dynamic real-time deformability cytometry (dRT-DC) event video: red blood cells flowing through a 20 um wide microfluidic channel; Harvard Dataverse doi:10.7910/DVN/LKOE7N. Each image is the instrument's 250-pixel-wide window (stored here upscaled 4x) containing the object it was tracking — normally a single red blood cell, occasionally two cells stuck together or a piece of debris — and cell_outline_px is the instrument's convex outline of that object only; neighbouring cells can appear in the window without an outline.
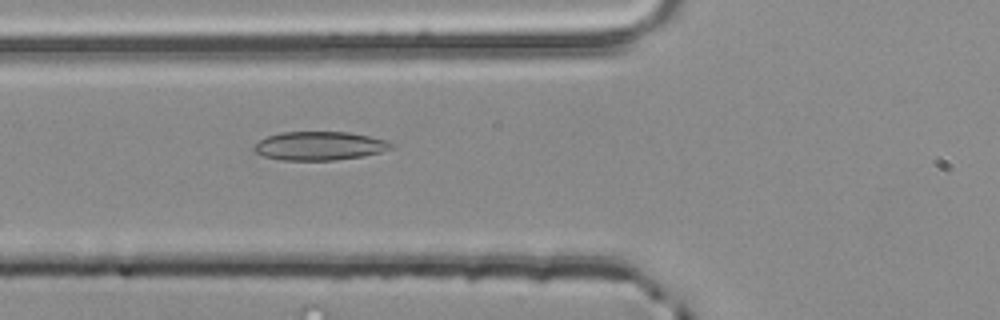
{"species": "common noctule bat (a hibernating species)", "species_latin": "Nyctalus noctula", "temperature_condition": "room temperature", "stored_images_in_passage": 35, "camera_frame_rate_fps": 3000, "um_per_image_px": 0.085, "animal": {"sex": "male", "body_mass_g": 20.4}, "frame": {"image": 1, "passage_image": 9, "time_ms": 2.667, "image_size_px": [1000, 320], "cell_outline_px": [[396, 144], [392, 148], [380, 152], [360, 156], [336, 160], [280, 160], [264, 156], [256, 152], [252, 148], [252, 144], [268, 136], [280, 132], [348, 132], [368, 136], [384, 140]], "centroid_in_image_um": [27.12, 12.4], "position_along_channel_um": 98.7, "area_um2": 22.83}}
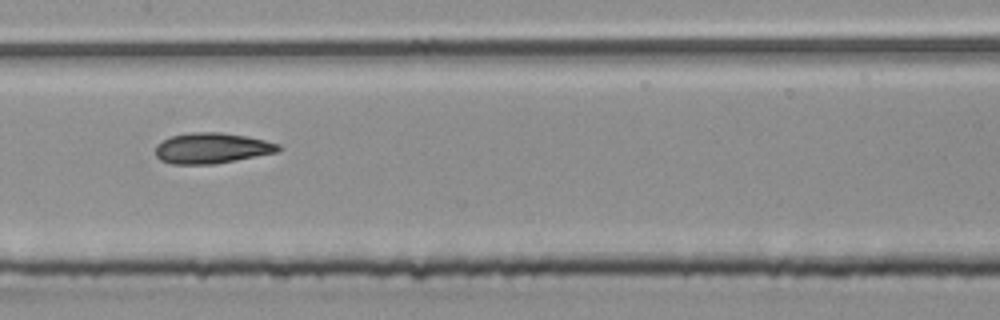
{"frame": {"image": 2, "passage_image": 16, "time_ms": 5.0, "image_size_px": [1000, 320], "cell_outline_px": [[280, 148], [276, 152], [256, 156], [212, 164], [172, 164], [160, 160], [156, 156], [156, 144], [172, 136], [192, 132], [220, 132], [248, 136], [280, 144]], "centroid_in_image_um": [17.98, 12.59], "position_along_channel_um": 189.4, "area_um2": 21.73}}
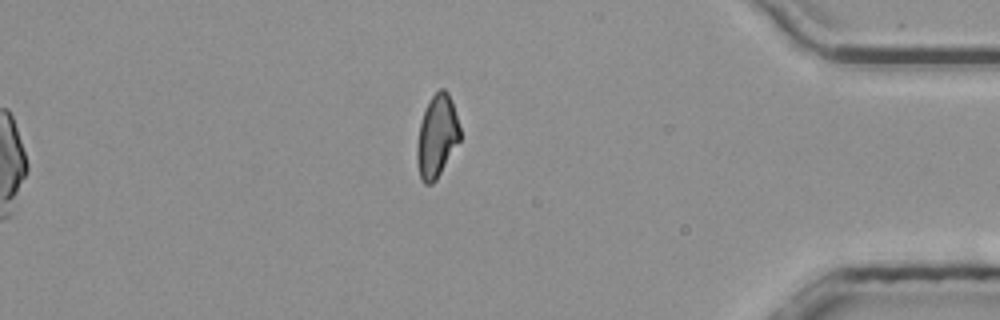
{"frame": {"image": 3, "passage_image": 35, "time_ms": 11.333, "image_size_px": [1000, 320], "cell_outline_px": [[460, 140], [436, 180], [432, 184], [424, 184], [420, 180], [416, 160], [416, 144], [420, 124], [424, 112], [432, 96], [440, 88], [444, 88], [448, 92], [452, 100], [460, 128]], "centroid_in_image_um": [37.12, 11.61], "position_along_channel_um": 398.1, "area_um2": 20.69}, "authors_computed_cell_mechanics": {"area_um2": 21.7328, "velocity_mm_per_s": 3.8569, "shape_relaxation_time_tau1_ms": null, "shape_relaxation_time_tau2_ms": 2.6372, "deformation_change_tau1": null, "deformation_change_tau2": 0.0915}}